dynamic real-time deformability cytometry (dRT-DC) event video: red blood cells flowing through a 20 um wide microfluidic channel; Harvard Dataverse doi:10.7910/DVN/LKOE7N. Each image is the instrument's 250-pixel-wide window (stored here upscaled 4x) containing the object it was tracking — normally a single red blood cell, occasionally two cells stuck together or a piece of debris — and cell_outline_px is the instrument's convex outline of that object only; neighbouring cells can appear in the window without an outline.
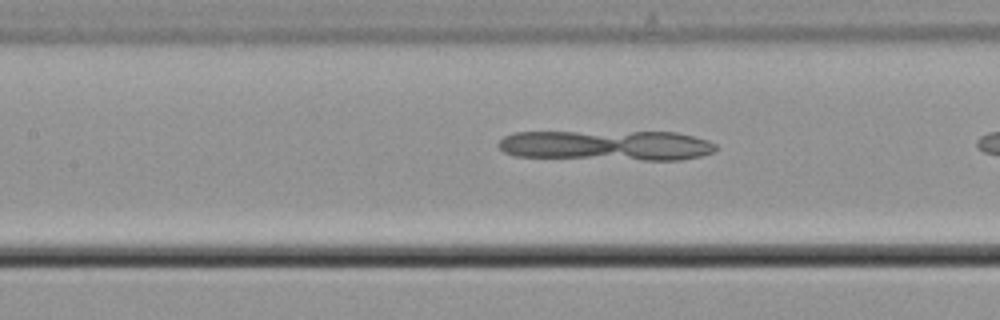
{"species": "common noctule bat (a hibernating species)", "species_latin": "Nyctalus noctula", "temperature_condition": "cold", "stored_images_in_passage": 13, "camera_frame_rate_fps": 3000, "um_per_image_px": 0.085, "animal": {"sex": "male", "body_mass_g": 21.5, "forearm_length_mm": 52.0}, "frame": {"image": 1, "passage_image": 10, "time_ms": 3.0, "image_size_px": [1000, 320], "cell_outline_px": [[716, 152], [700, 156], [680, 160], [644, 160], [512, 156], [504, 152], [496, 144], [504, 136], [516, 132], [676, 132], [708, 140], [716, 144]], "centroid_in_image_um": [51.57, 12.36], "position_along_channel_um": 155.8, "area_um2": 38.44}}